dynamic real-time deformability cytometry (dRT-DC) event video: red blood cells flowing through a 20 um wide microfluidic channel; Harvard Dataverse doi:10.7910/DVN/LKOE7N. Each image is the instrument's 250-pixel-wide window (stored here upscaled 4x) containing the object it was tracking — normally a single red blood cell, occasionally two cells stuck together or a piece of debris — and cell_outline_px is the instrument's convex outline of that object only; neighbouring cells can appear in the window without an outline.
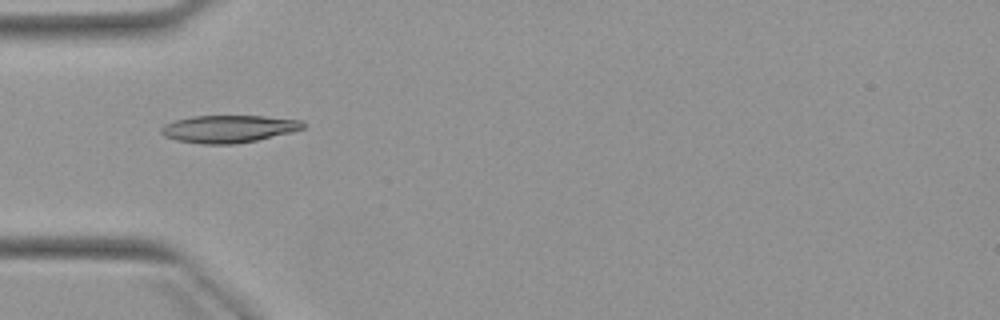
{"species": "Egyptian fruit bat (a non-hibernating species)", "species_latin": "Rousettus aegyptiacus", "temperature_condition": "warm", "stored_images_in_passage": 2, "camera_frame_rate_fps": 3000, "um_per_image_px": 0.085, "animal": {"sex": "female"}, "frame": {"image": 1, "passage_image": 1, "time_ms": 0.0, "image_size_px": [1000, 320], "cell_outline_px": [[304, 128], [292, 132], [256, 140], [236, 144], [204, 144], [176, 140], [164, 136], [160, 132], [160, 128], [164, 124], [176, 120], [192, 116], [264, 116], [304, 120]], "centroid_in_image_um": [19.43, 10.95], "position_along_channel_um": 65.6, "area_um2": 22.72}}
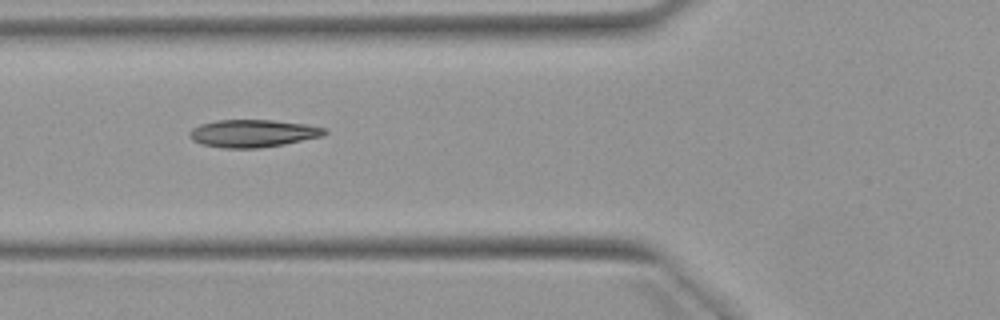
{"frame": {"image": 2, "passage_image": 2, "time_ms": 1.0, "image_size_px": [1000, 320], "cell_outline_px": [[328, 132], [324, 136], [284, 144], [260, 148], [224, 148], [200, 144], [192, 140], [188, 136], [188, 132], [192, 128], [200, 124], [216, 120], [272, 120], [304, 124], [328, 128]], "centroid_in_image_um": [21.49, 11.34], "position_along_channel_um": 104.3, "area_um2": 21.91}}